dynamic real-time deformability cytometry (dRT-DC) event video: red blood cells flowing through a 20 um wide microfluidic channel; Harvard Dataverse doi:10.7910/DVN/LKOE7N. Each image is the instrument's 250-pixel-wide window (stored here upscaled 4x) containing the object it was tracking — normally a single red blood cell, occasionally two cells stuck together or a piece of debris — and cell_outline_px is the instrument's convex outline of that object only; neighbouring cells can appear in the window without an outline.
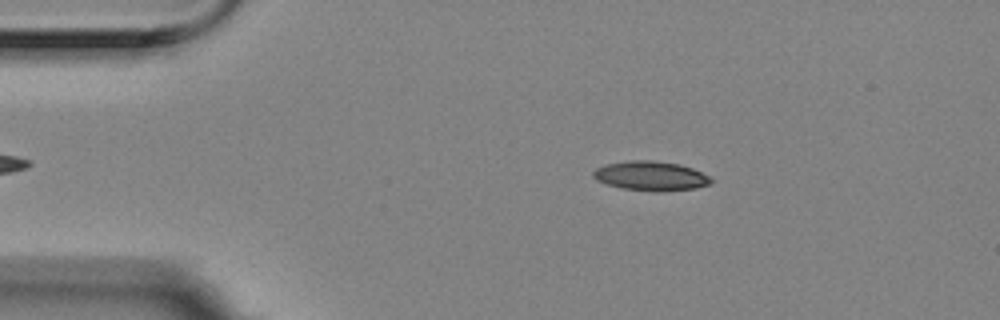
{"species": "Egyptian fruit bat (a non-hibernating species)", "species_latin": "Rousettus aegyptiacus", "temperature_condition": "room temperature", "stored_images_in_passage": 4, "camera_frame_rate_fps": 3000, "um_per_image_px": 0.085, "animal": {"sex": "female"}, "frame": {"image": 1, "passage_image": 1, "time_ms": 0.0, "image_size_px": [1000, 320], "cell_outline_px": [[712, 180], [708, 184], [696, 188], [656, 192], [620, 188], [596, 180], [592, 176], [592, 172], [596, 168], [604, 164], [628, 160], [652, 160], [680, 164], [692, 168], [708, 176]], "centroid_in_image_um": [55.26, 14.95], "position_along_channel_um": 29.7, "area_um2": 20.23}}
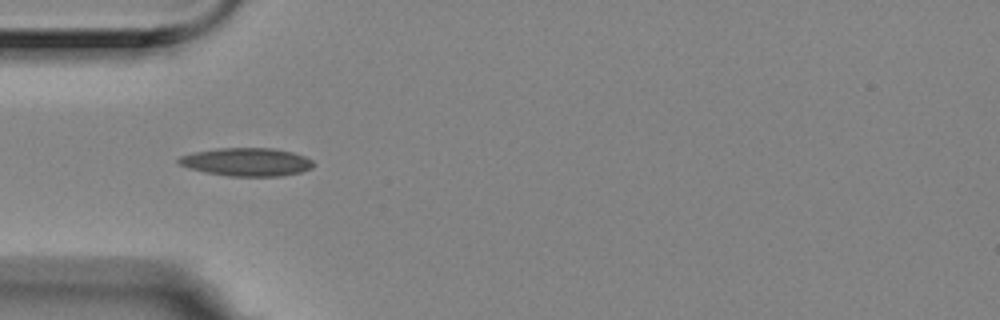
{"frame": {"image": 2, "passage_image": 3, "time_ms": 0.667, "image_size_px": [1000, 320], "cell_outline_px": [[312, 168], [300, 172], [280, 176], [228, 176], [204, 172], [180, 164], [176, 160], [180, 156], [192, 152], [220, 148], [272, 148], [292, 152], [304, 156], [312, 160]], "centroid_in_image_um": [20.95, 13.76], "position_along_channel_um": 64.0, "area_um2": 21.96}}
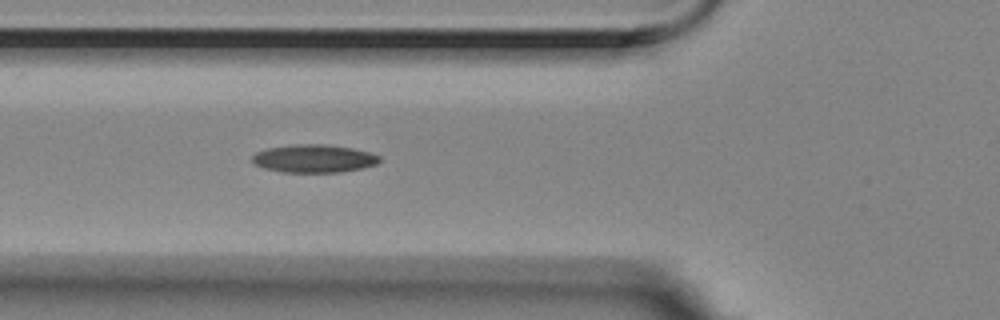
{"frame": {"image": 3, "passage_image": 4, "time_ms": 1.0, "image_size_px": [1000, 320], "cell_outline_px": [[380, 160], [376, 164], [364, 168], [340, 172], [280, 172], [264, 168], [256, 164], [252, 160], [252, 156], [256, 152], [268, 148], [296, 144], [324, 144], [352, 148], [368, 152], [380, 156]], "centroid_in_image_um": [26.69, 13.48], "position_along_channel_um": 99.1, "area_um2": 20.69}}